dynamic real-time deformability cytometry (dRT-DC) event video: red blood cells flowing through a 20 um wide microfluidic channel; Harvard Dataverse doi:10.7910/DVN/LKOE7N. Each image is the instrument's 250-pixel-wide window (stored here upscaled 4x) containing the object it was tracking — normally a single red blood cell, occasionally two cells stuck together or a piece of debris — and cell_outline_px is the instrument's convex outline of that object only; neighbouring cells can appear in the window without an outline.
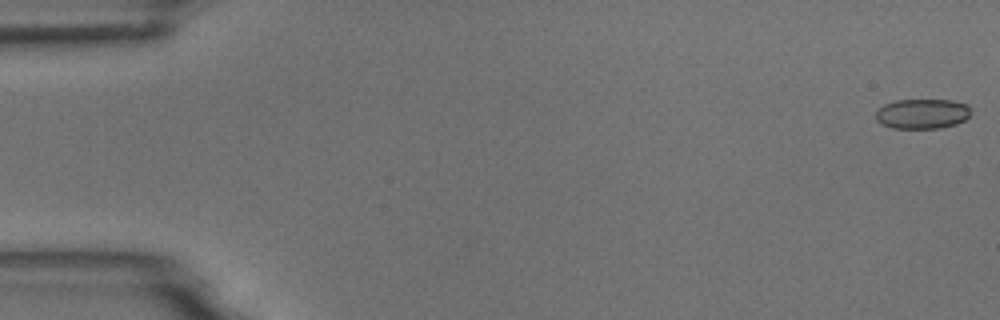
{"species": "common noctule bat (a hibernating species)", "species_latin": "Nyctalus noctula", "temperature_condition": "room temperature", "stored_images_in_passage": 7, "camera_frame_rate_fps": 3000, "um_per_image_px": 0.085, "animal": {"sex": "male", "body_mass_g": 18.8}, "frame": {"image": 1, "passage_image": 1, "time_ms": 0.0, "image_size_px": [1000, 320], "cell_outline_px": [[972, 112], [964, 120], [956, 124], [940, 128], [892, 128], [876, 120], [876, 112], [884, 104], [896, 100], [952, 100], [968, 104]], "centroid_in_image_um": [78.42, 9.66], "position_along_channel_um": 6.6, "area_um2": 16.59}}
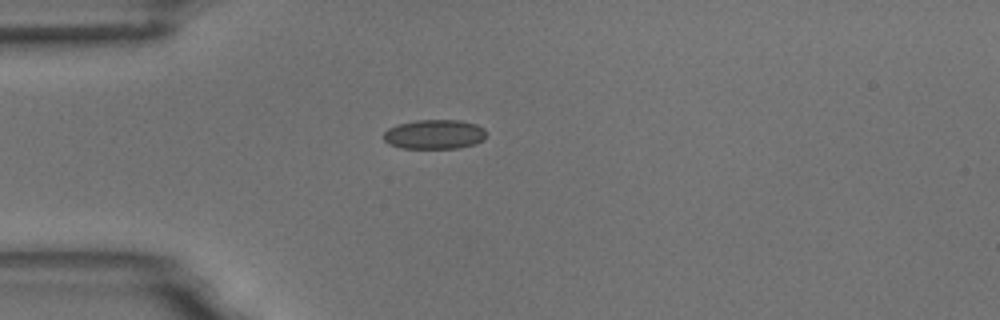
{"frame": {"image": 2, "passage_image": 5, "time_ms": 4.667, "image_size_px": [1000, 320], "cell_outline_px": [[484, 140], [476, 144], [460, 148], [400, 148], [388, 144], [384, 140], [384, 132], [388, 128], [396, 124], [416, 120], [460, 120], [476, 124], [484, 128]], "centroid_in_image_um": [36.91, 11.42], "position_along_channel_um": 48.1, "area_um2": 17.8}}